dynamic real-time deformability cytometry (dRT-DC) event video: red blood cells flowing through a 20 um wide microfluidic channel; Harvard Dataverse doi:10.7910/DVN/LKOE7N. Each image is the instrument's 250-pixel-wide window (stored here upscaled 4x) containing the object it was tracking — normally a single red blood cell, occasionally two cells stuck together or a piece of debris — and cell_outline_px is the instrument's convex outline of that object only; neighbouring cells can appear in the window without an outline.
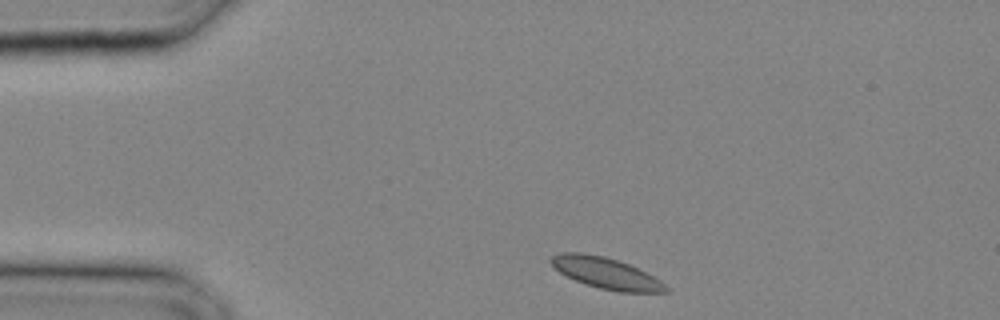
{"species": "common noctule bat (a hibernating species)", "species_latin": "Nyctalus noctula", "temperature_condition": "cold", "stored_images_in_passage": 25, "camera_frame_rate_fps": 3000, "um_per_image_px": 0.085, "animal": {"sex": "male", "body_mass_g": 20.4}, "frame": {"image": 1, "passage_image": 1, "time_ms": 0.0, "image_size_px": [1000, 320], "cell_outline_px": [[672, 292], [620, 292], [600, 288], [584, 284], [560, 272], [548, 260], [552, 256], [560, 252], [580, 252], [604, 256], [628, 264], [660, 280]], "centroid_in_image_um": [51.5, 23.21], "position_along_channel_um": 33.5, "area_um2": 20.58}}
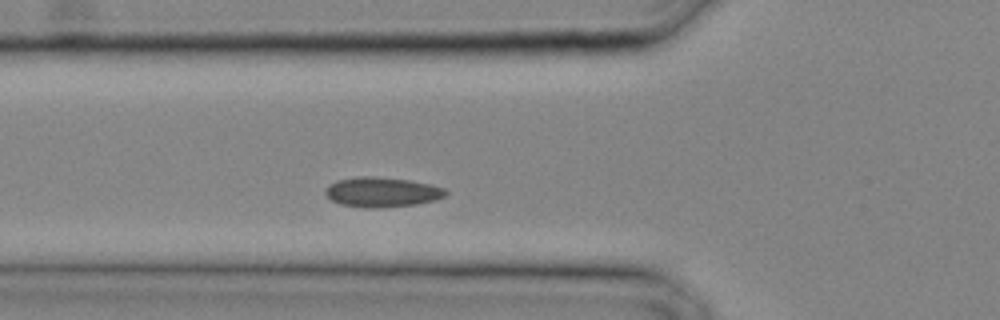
{"frame": {"image": 2, "passage_image": 6, "time_ms": 1.667, "image_size_px": [1000, 320], "cell_outline_px": [[448, 192], [444, 196], [432, 200], [416, 204], [372, 208], [368, 208], [340, 204], [332, 200], [324, 192], [328, 184], [336, 180], [360, 176], [372, 176], [408, 180], [428, 184], [444, 188]], "centroid_in_image_um": [32.41, 16.32], "position_along_channel_um": 93.4, "area_um2": 20.63}}
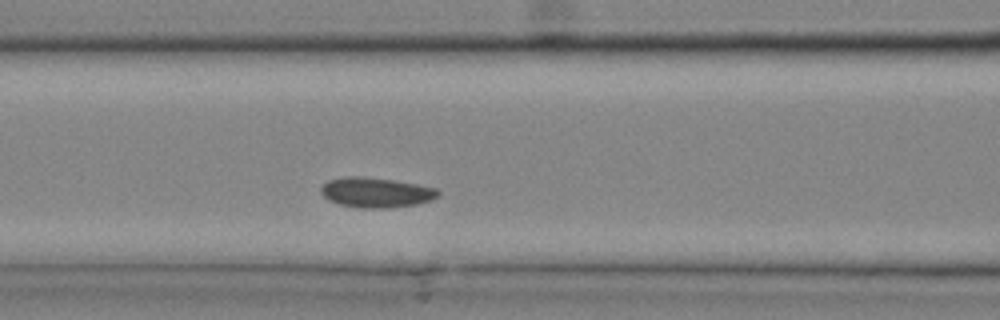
{"frame": {"image": 3, "passage_image": 8, "time_ms": 2.333, "image_size_px": [1000, 320], "cell_outline_px": [[440, 196], [416, 204], [384, 208], [360, 208], [340, 204], [328, 200], [320, 192], [320, 188], [328, 180], [344, 176], [364, 176], [392, 180], [416, 184], [436, 188], [440, 192]], "centroid_in_image_um": [31.93, 16.35], "position_along_channel_um": 134.7, "area_um2": 20.4}}